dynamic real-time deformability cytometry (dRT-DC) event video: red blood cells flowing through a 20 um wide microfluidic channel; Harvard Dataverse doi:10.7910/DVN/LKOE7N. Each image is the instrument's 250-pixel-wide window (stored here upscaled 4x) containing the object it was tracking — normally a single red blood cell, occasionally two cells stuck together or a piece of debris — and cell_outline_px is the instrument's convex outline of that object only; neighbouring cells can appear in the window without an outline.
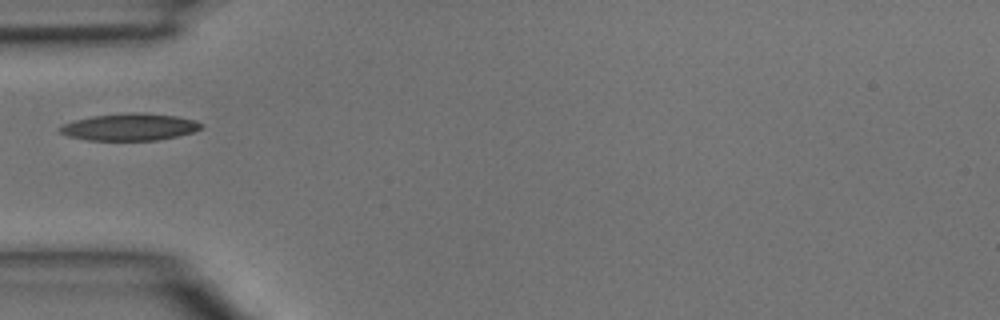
{"species": "common noctule bat (a hibernating species)", "species_latin": "Nyctalus noctula", "temperature_condition": "room temperature", "stored_images_in_passage": 5, "camera_frame_rate_fps": 3000, "um_per_image_px": 0.085, "animal": {"sex": "male", "body_mass_g": 15.6}, "frame": {"image": 1, "passage_image": 5, "time_ms": 1.333, "image_size_px": [1000, 320], "cell_outline_px": [[204, 128], [192, 132], [176, 136], [156, 140], [88, 140], [68, 136], [60, 132], [60, 128], [64, 124], [76, 120], [92, 116], [136, 112], [144, 112], [176, 116], [196, 120], [204, 124]], "centroid_in_image_um": [11.09, 10.79], "position_along_channel_um": 73.9, "area_um2": 22.14}}